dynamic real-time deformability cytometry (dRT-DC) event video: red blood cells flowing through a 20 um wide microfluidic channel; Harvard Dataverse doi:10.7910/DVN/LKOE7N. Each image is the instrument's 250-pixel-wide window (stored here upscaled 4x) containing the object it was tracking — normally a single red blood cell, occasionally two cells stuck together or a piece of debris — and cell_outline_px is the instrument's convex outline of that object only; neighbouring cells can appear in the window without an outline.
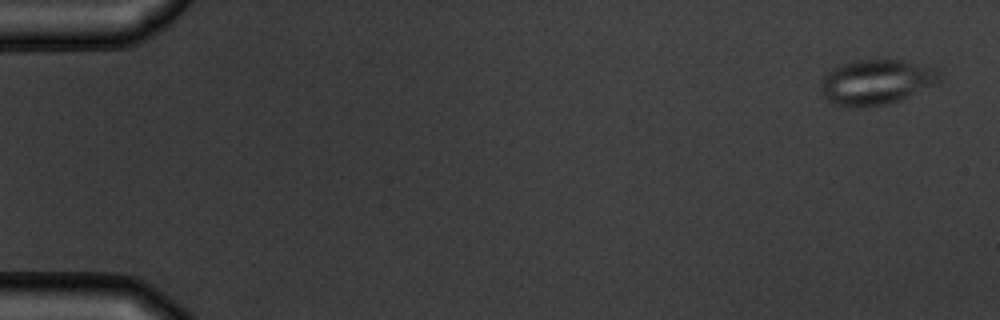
{"species": "common noctule bat (a hibernating species)", "species_latin": "Nyctalus noctula", "temperature_condition": "warm", "stored_images_in_passage": 5, "camera_frame_rate_fps": 3000, "um_per_image_px": 0.085, "animal": {"sex": "male", "body_mass_g": 19.5, "forearm_length_mm": 54.6}, "frame": {"image": 1, "passage_image": 1, "time_ms": 0.0, "image_size_px": [1000, 320], "cell_outline_px": [[940, 80], [932, 84], [896, 100], [884, 104], [868, 108], [860, 108], [832, 104], [824, 96], [820, 88], [820, 80], [832, 68], [856, 60], [904, 60], [940, 68]], "centroid_in_image_um": [74.44, 6.96], "position_along_channel_um": 10.6, "area_um2": 30.92}}